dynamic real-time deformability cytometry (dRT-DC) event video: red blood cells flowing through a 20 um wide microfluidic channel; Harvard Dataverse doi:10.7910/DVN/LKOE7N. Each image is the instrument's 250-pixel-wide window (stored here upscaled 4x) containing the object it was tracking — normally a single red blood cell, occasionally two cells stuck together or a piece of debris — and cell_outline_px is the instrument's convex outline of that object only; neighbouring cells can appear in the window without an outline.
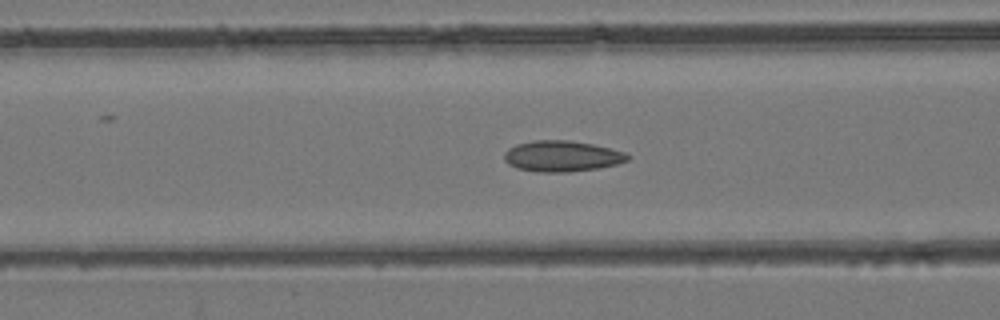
{"species": "common noctule bat (a hibernating species)", "species_latin": "Nyctalus noctula", "temperature_condition": "room temperature", "stored_images_in_passage": 42, "camera_frame_rate_fps": 3000, "um_per_image_px": 0.085, "animal": {"sex": "female", "body_mass_g": 24.6, "forearm_length_mm": 56.2}, "frame": {"image": 1, "passage_image": 12, "time_ms": 3.667, "image_size_px": [1000, 320], "cell_outline_px": [[632, 156], [628, 160], [616, 164], [600, 168], [568, 172], [536, 172], [516, 168], [508, 164], [504, 160], [504, 152], [508, 148], [516, 144], [532, 140], [568, 140], [592, 144], [624, 152]], "centroid_in_image_um": [47.73, 13.28], "position_along_channel_um": 118.9, "area_um2": 22.37}}
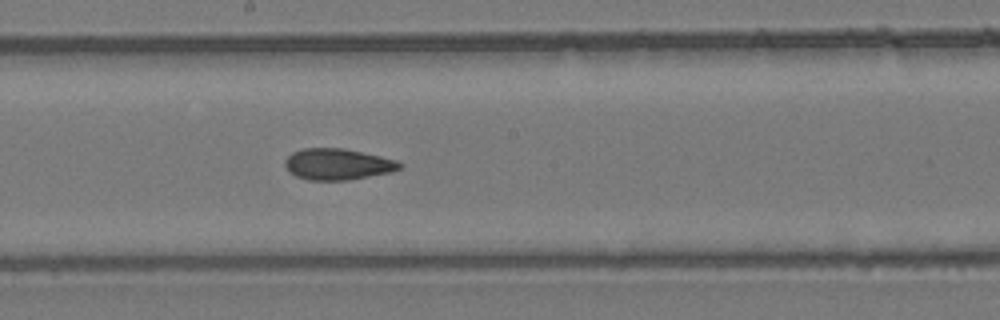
{"frame": {"image": 2, "passage_image": 19, "time_ms": 6.0, "image_size_px": [1000, 320], "cell_outline_px": [[404, 164], [400, 168], [392, 172], [348, 180], [308, 180], [296, 176], [288, 172], [284, 164], [284, 160], [292, 152], [304, 148], [344, 148], [380, 156], [396, 160]], "centroid_in_image_um": [28.68, 13.96], "position_along_channel_um": 219.5, "area_um2": 20.98}}
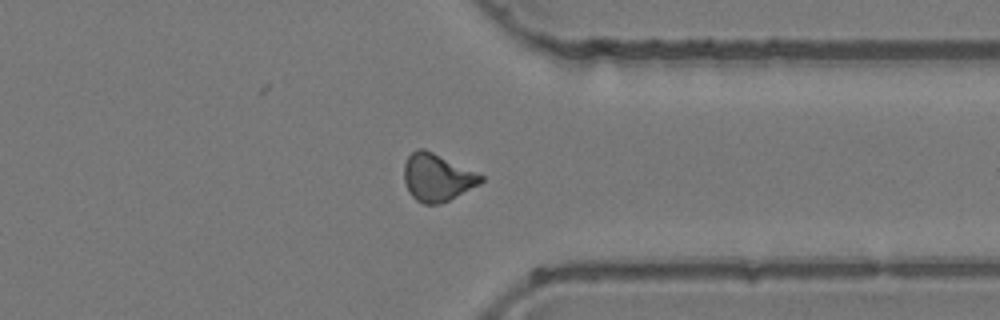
{"frame": {"image": 3, "passage_image": 30, "time_ms": 9.667, "image_size_px": [1000, 320], "cell_outline_px": [[484, 180], [480, 184], [440, 204], [424, 204], [416, 200], [408, 192], [404, 180], [404, 164], [408, 156], [416, 148], [424, 148], [484, 176]], "centroid_in_image_um": [37.13, 15.08], "position_along_channel_um": 374.3, "area_um2": 21.1}}